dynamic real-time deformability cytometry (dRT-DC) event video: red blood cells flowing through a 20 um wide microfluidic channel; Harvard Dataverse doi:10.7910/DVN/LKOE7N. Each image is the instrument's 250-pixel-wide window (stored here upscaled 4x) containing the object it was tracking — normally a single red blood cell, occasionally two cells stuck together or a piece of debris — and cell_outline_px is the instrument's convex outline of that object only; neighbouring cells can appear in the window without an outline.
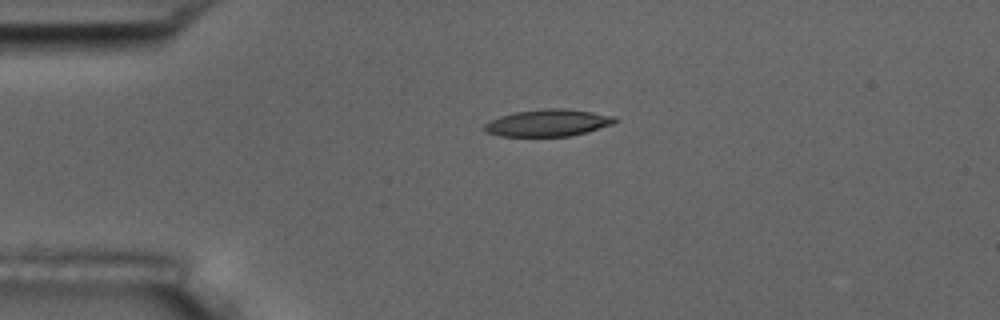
{"species": "common noctule bat (a hibernating species)", "species_latin": "Nyctalus noctula", "temperature_condition": "room temperature", "stored_images_in_passage": 1, "camera_frame_rate_fps": 3000, "um_per_image_px": 0.085, "animal": {"sex": "male", "body_mass_g": 17.5, "forearm_length_mm": 52.3}, "frame": {"image": 1, "passage_image": 1, "time_ms": 0.0, "image_size_px": [1000, 320], "cell_outline_px": [[620, 120], [612, 124], [572, 136], [500, 136], [484, 132], [484, 124], [500, 116], [516, 112], [544, 108], [564, 108], [592, 112], [616, 116]], "centroid_in_image_um": [46.59, 10.44], "position_along_channel_um": 38.4, "area_um2": 20.52}}